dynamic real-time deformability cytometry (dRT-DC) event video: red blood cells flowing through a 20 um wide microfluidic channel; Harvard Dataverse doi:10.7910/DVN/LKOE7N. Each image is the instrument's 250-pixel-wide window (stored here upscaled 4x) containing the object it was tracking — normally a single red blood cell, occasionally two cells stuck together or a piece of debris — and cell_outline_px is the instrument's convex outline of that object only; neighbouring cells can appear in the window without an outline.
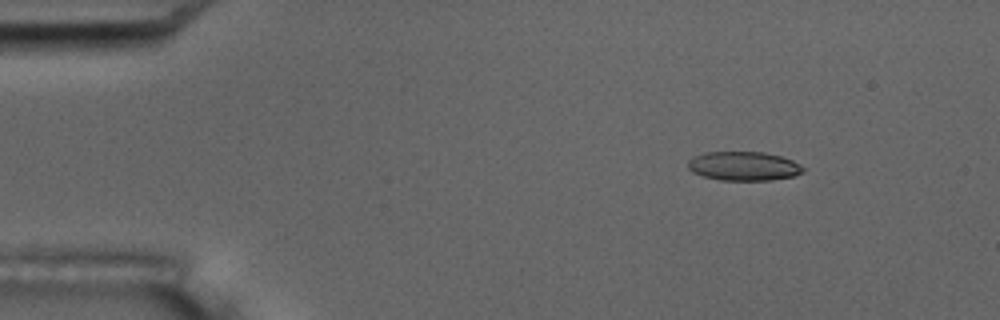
{"species": "common noctule bat (a hibernating species)", "species_latin": "Nyctalus noctula", "temperature_condition": "room temperature", "stored_images_in_passage": 6, "camera_frame_rate_fps": 3000, "um_per_image_px": 0.085, "animal": {"sex": "male", "body_mass_g": 17.5, "forearm_length_mm": 52.3}, "frame": {"image": 1, "passage_image": 3, "time_ms": 2.0, "image_size_px": [1000, 320], "cell_outline_px": [[804, 172], [792, 176], [772, 180], [720, 180], [704, 176], [692, 172], [688, 168], [688, 160], [692, 156], [704, 152], [764, 152], [780, 156], [792, 160], [800, 164], [804, 168]], "centroid_in_image_um": [63.19, 14.11], "position_along_channel_um": 21.8, "area_um2": 19.54}}